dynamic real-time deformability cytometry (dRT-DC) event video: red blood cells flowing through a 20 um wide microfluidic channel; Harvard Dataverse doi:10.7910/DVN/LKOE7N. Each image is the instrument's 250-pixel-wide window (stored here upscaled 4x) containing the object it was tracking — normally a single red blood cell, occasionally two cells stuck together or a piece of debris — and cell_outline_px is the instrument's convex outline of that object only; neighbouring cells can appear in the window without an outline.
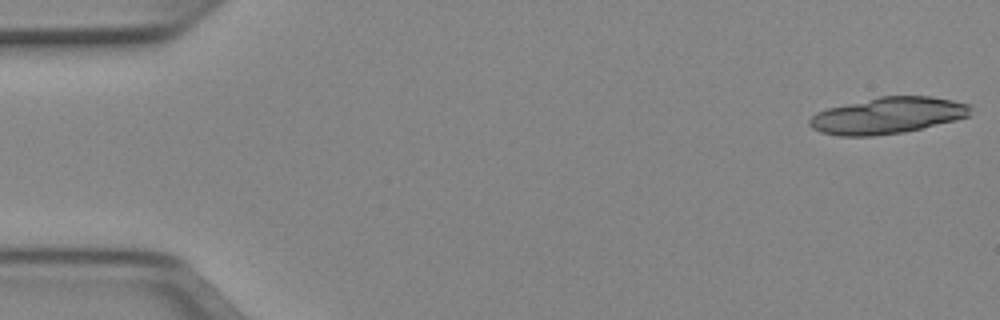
{"species": "Egyptian fruit bat (a non-hibernating species)", "species_latin": "Rousettus aegyptiacus", "temperature_condition": "cold", "stored_images_in_passage": 19, "camera_frame_rate_fps": 3000, "um_per_image_px": 0.085, "animal": {"sex": "female"}, "frame": {"image": 1, "passage_image": 1, "time_ms": 0.0, "image_size_px": [1000, 320], "cell_outline_px": [[972, 116], [956, 120], [904, 132], [872, 136], [840, 136], [820, 132], [812, 128], [808, 124], [808, 120], [816, 112], [828, 108], [880, 96], [932, 96], [972, 104]], "centroid_in_image_um": [75.49, 9.82], "position_along_channel_um": 9.5, "area_um2": 34.39}}